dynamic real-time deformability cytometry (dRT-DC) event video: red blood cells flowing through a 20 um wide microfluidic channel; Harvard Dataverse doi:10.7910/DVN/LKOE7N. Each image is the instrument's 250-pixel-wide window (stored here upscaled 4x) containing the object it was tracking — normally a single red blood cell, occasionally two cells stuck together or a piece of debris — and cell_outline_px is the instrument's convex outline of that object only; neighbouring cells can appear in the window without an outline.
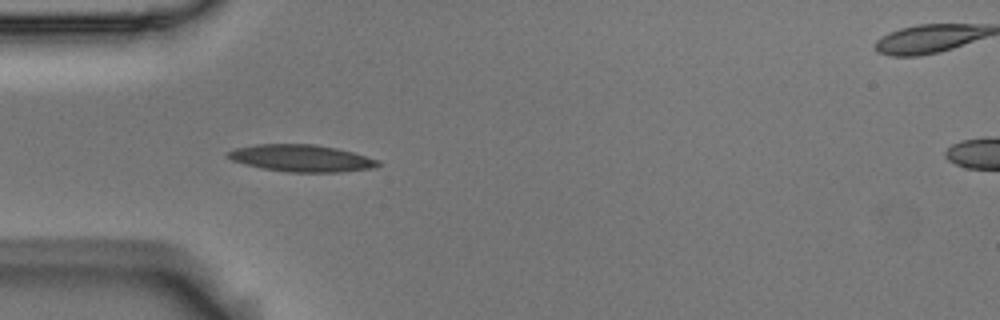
{"species": "Egyptian fruit bat (a non-hibernating species)", "species_latin": "Rousettus aegyptiacus", "temperature_condition": "room temperature", "stored_images_in_passage": 6, "camera_frame_rate_fps": 3000, "um_per_image_px": 0.085, "animal": {"sex": "male"}, "frame": {"image": 1, "passage_image": 5, "time_ms": 1.333, "image_size_px": [1000, 320], "cell_outline_px": [[380, 164], [372, 168], [340, 172], [288, 172], [260, 168], [244, 164], [232, 160], [224, 156], [228, 152], [236, 148], [256, 144], [316, 144], [336, 148], [352, 152], [380, 160]], "centroid_in_image_um": [25.59, 13.45], "position_along_channel_um": 59.4, "area_um2": 23.64}}